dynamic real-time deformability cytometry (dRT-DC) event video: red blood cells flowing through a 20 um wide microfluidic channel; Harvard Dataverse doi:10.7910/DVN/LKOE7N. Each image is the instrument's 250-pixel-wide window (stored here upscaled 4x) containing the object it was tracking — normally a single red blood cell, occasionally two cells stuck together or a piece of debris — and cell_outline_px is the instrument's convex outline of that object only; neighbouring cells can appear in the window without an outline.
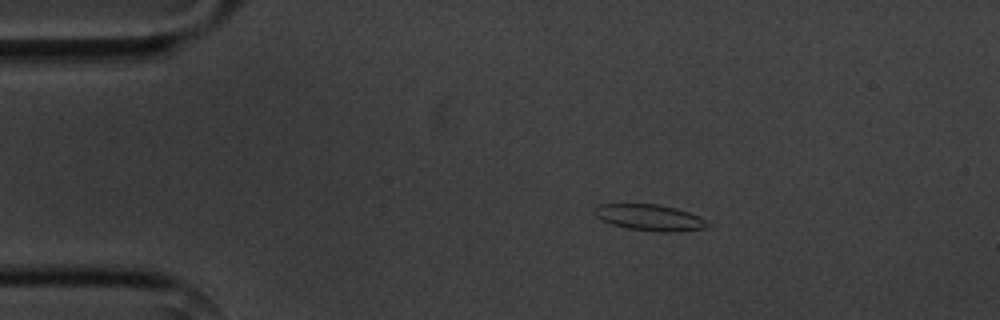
{"species": "common noctule bat (a hibernating species)", "species_latin": "Nyctalus noctula", "temperature_condition": "cold", "stored_images_in_passage": 6, "camera_frame_rate_fps": 3000, "um_per_image_px": 0.085, "animal": {"sex": "male", "body_mass_g": 20.1, "forearm_length_mm": 53.5}, "frame": {"image": 1, "passage_image": 1, "time_ms": 0.0, "image_size_px": [1000, 320], "cell_outline_px": [[712, 224], [708, 228], [668, 232], [660, 232], [628, 228], [612, 224], [596, 216], [592, 212], [592, 208], [600, 204], [660, 204], [676, 208], [688, 212]], "centroid_in_image_um": [55.21, 18.48], "position_along_channel_um": 29.8, "area_um2": 17.17}}
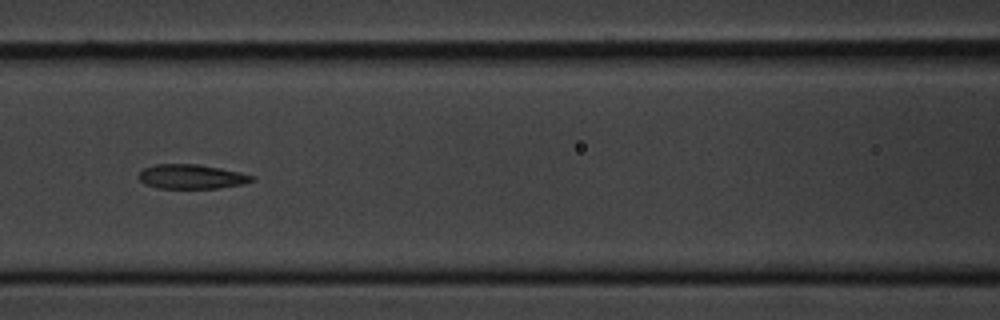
{"frame": {"image": 2, "passage_image": 5, "time_ms": 4.667, "image_size_px": [1000, 320], "cell_outline_px": [[256, 180], [244, 184], [220, 188], [156, 188], [144, 184], [136, 176], [144, 168], [156, 164], [196, 164], [220, 168], [240, 172], [256, 176]], "centroid_in_image_um": [16.3, 15.02], "position_along_channel_um": 150.3, "area_um2": 16.3}}
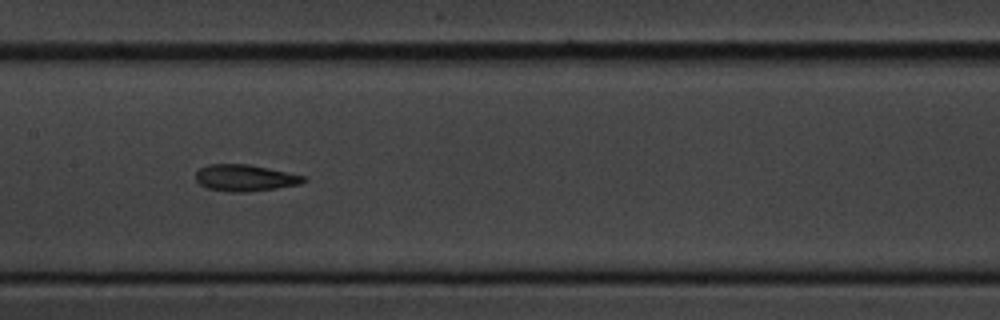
{"frame": {"image": 3, "passage_image": 6, "time_ms": 5.667, "image_size_px": [1000, 320], "cell_outline_px": [[308, 180], [300, 184], [276, 188], [248, 192], [228, 192], [208, 188], [200, 184], [196, 180], [196, 172], [200, 168], [208, 164], [248, 164], [308, 176]], "centroid_in_image_um": [20.86, 15.12], "position_along_channel_um": 186.5, "area_um2": 16.82}}